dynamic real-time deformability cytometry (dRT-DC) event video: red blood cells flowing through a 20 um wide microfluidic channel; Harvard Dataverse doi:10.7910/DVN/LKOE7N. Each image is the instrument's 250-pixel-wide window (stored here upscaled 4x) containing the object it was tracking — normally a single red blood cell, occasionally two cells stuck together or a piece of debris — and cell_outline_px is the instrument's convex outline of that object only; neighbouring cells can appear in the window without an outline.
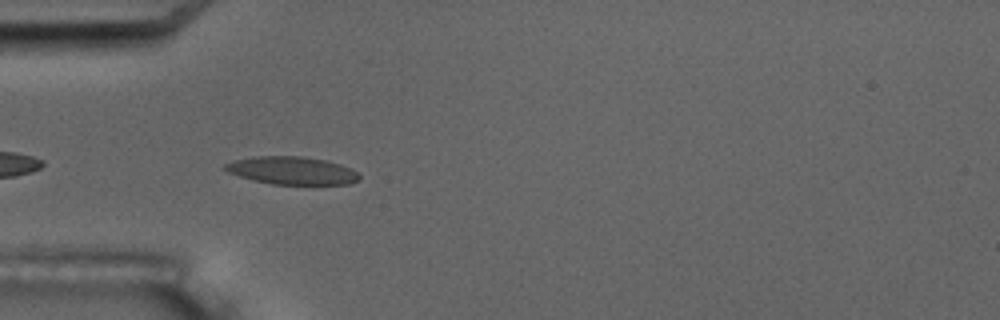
{"species": "common noctule bat (a hibernating species)", "species_latin": "Nyctalus noctula", "temperature_condition": "room temperature", "stored_images_in_passage": 10, "camera_frame_rate_fps": 3000, "um_per_image_px": 0.085, "animal": {"sex": "male", "body_mass_g": 17.5, "forearm_length_mm": 52.3}, "frame": {"image": 1, "passage_image": 5, "time_ms": 4.667, "image_size_px": [1000, 320], "cell_outline_px": [[360, 180], [348, 184], [272, 184], [252, 180], [228, 172], [224, 168], [224, 164], [236, 160], [252, 156], [300, 156], [324, 160], [340, 164], [352, 168], [360, 176]], "centroid_in_image_um": [24.82, 14.5], "position_along_channel_um": 60.2, "area_um2": 21.68}}